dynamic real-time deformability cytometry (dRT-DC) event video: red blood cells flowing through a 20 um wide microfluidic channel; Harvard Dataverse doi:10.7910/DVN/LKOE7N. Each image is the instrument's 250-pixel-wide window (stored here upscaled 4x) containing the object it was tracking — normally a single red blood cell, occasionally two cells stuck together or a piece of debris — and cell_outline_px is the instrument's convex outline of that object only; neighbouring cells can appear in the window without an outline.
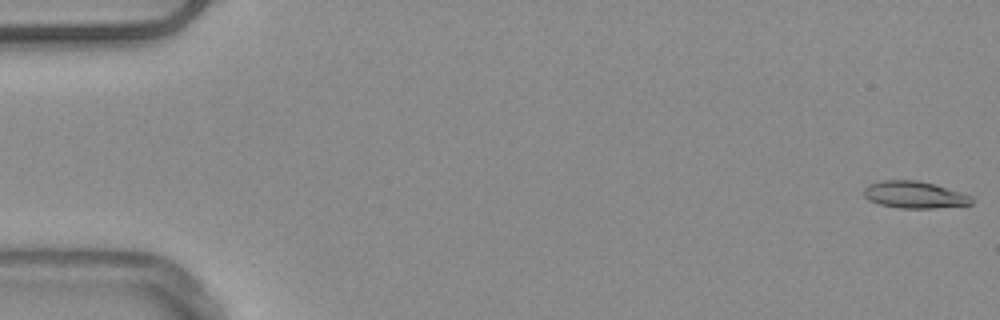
{"species": "common noctule bat (a hibernating species)", "species_latin": "Nyctalus noctula", "temperature_condition": "warm", "stored_images_in_passage": 53, "camera_frame_rate_fps": 3000, "um_per_image_px": 0.085, "animal": {"sex": "male", "body_mass_g": 20.4}, "frame": {"image": 1, "passage_image": 1, "time_ms": 0.0, "image_size_px": [1000, 320], "cell_outline_px": [[976, 200], [972, 204], [932, 208], [900, 208], [880, 204], [868, 200], [864, 196], [864, 188], [868, 184], [880, 180], [916, 180], [936, 184], [972, 196]], "centroid_in_image_um": [77.74, 16.55], "position_along_channel_um": 7.3, "area_um2": 17.05}}
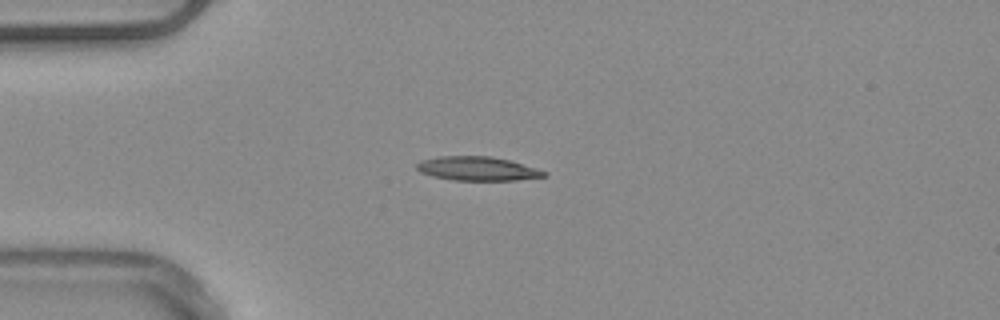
{"frame": {"image": 2, "passage_image": 14, "time_ms": 4.333, "image_size_px": [1000, 320], "cell_outline_px": [[548, 176], [516, 180], [452, 180], [432, 176], [420, 172], [416, 168], [416, 164], [420, 160], [440, 156], [488, 156], [508, 160], [536, 168], [548, 172]], "centroid_in_image_um": [40.56, 14.34], "position_along_channel_um": 44.4, "area_um2": 17.74}}
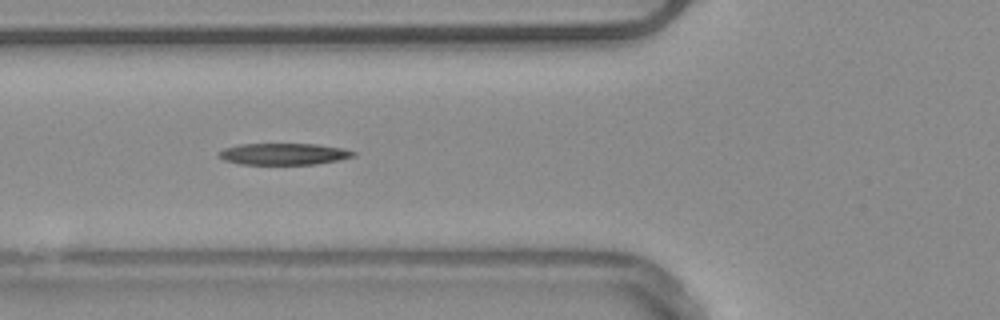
{"frame": {"image": 3, "passage_image": 20, "time_ms": 6.333, "image_size_px": [1000, 320], "cell_outline_px": [[356, 156], [340, 160], [316, 164], [240, 164], [224, 160], [216, 156], [216, 152], [224, 148], [240, 144], [316, 144], [344, 148], [356, 152]], "centroid_in_image_um": [24.11, 13.09], "position_along_channel_um": 101.7, "area_um2": 17.11}, "authors_computed_cell_mechanics": {"area_um2": 17.2244, "velocity_mm_per_s": 3.9175, "shape_relaxation_time_tau1_ms": 7.0165, "shape_relaxation_time_tau2_ms": 9.311, "deformation_change_tau1": 0.2301, "deformation_change_tau2": 0.2363}}